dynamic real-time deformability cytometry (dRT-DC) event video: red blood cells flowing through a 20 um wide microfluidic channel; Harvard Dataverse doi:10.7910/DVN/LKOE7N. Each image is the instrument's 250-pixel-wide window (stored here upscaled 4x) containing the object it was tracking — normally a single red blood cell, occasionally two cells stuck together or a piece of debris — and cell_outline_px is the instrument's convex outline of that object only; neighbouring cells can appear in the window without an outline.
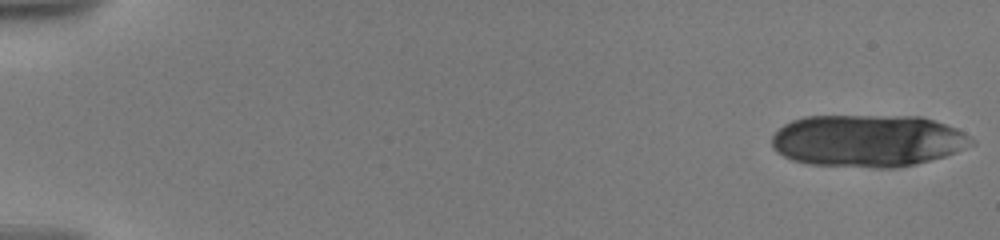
{"species": "human", "species_latin": "Homo sapiens", "temperature_condition": "warm", "stored_images_in_passage": 38, "camera_frame_rate_fps": 3000, "um_per_image_px": 0.085, "donor": {"sex": "male"}, "frame": {"image": 1, "passage_image": 1, "time_ms": 0.0, "image_size_px": [1000, 240], "cell_outline_px": [[976, 144], [956, 152], [944, 156], [916, 164], [896, 168], [872, 168], [808, 164], [792, 160], [776, 152], [772, 148], [772, 136], [784, 124], [792, 120], [804, 116], [920, 116], [956, 128], [972, 136], [976, 140]], "centroid_in_image_um": [73.77, 11.97], "position_along_channel_um": 11.2, "area_um2": 61.33}}
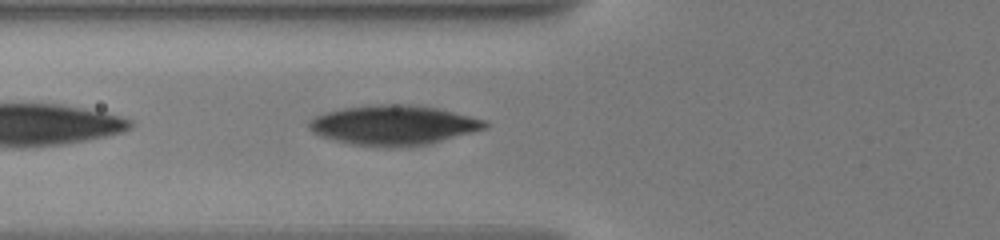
{"frame": {"image": 2, "passage_image": 28, "time_ms": 7.333, "image_size_px": [1000, 240], "cell_outline_px": [[488, 128], [428, 144], [400, 148], [388, 148], [352, 144], [320, 136], [312, 132], [308, 128], [308, 120], [316, 116], [328, 112], [344, 108], [380, 104], [408, 104], [436, 108], [488, 120]], "centroid_in_image_um": [33.46, 10.65], "position_along_channel_um": 92.3, "area_um2": 40.86}}
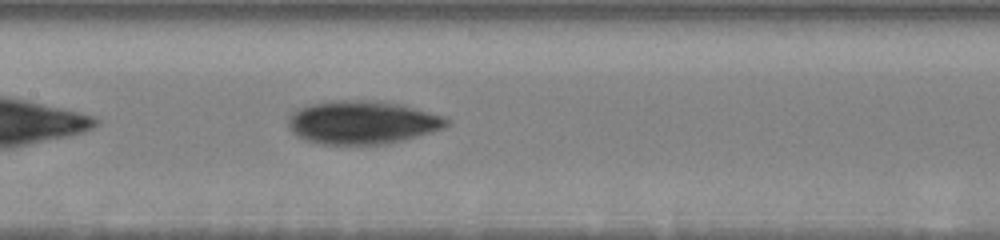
{"frame": {"image": 3, "passage_image": 38, "time_ms": 9.667, "image_size_px": [1000, 240], "cell_outline_px": [[452, 120], [444, 128], [432, 132], [404, 140], [388, 144], [320, 144], [304, 140], [296, 136], [288, 128], [288, 120], [292, 112], [308, 104], [332, 100], [376, 100], [400, 104], [444, 116]], "centroid_in_image_um": [30.79, 10.4], "position_along_channel_um": 176.6, "area_um2": 40.34}}